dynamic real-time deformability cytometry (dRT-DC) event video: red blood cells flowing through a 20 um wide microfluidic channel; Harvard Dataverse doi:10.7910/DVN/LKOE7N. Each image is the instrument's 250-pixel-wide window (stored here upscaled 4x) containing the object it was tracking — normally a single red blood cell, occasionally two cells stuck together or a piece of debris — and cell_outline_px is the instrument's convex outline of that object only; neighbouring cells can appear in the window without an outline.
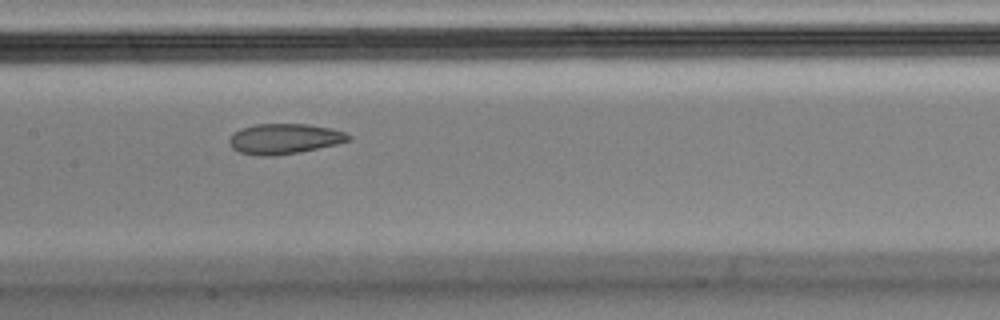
{"species": "Egyptian fruit bat (a non-hibernating species)", "species_latin": "Rousettus aegyptiacus", "temperature_condition": "cold", "stored_images_in_passage": 11, "camera_frame_rate_fps": 3000, "um_per_image_px": 0.085, "animal": {"sex": "male"}, "frame": {"image": 1, "passage_image": 4, "time_ms": 1.0, "image_size_px": [1000, 320], "cell_outline_px": [[352, 140], [336, 144], [300, 152], [268, 156], [260, 156], [240, 152], [232, 148], [228, 144], [228, 140], [240, 128], [256, 124], [308, 124], [332, 128], [344, 132], [352, 136]], "centroid_in_image_um": [24.19, 11.79], "position_along_channel_um": 183.2, "area_um2": 21.04}}
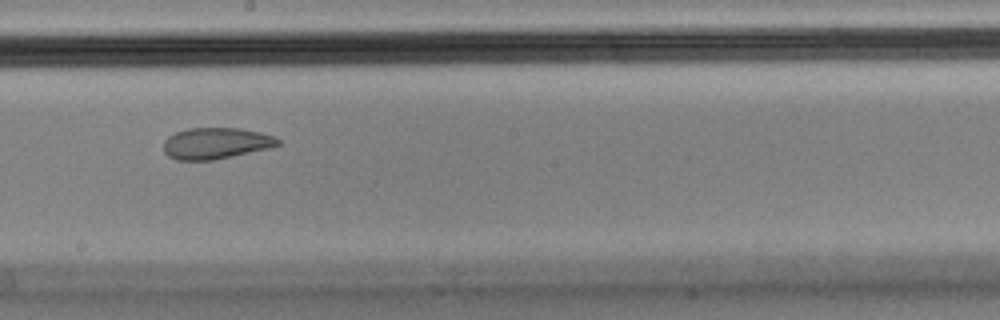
{"frame": {"image": 2, "passage_image": 5, "time_ms": 1.333, "image_size_px": [1000, 320], "cell_outline_px": [[280, 144], [268, 148], [232, 156], [212, 160], [176, 160], [168, 156], [164, 152], [164, 140], [168, 136], [176, 132], [188, 128], [240, 128], [260, 132], [276, 136], [280, 140]], "centroid_in_image_um": [18.34, 12.17], "position_along_channel_um": 229.9, "area_um2": 20.87}}